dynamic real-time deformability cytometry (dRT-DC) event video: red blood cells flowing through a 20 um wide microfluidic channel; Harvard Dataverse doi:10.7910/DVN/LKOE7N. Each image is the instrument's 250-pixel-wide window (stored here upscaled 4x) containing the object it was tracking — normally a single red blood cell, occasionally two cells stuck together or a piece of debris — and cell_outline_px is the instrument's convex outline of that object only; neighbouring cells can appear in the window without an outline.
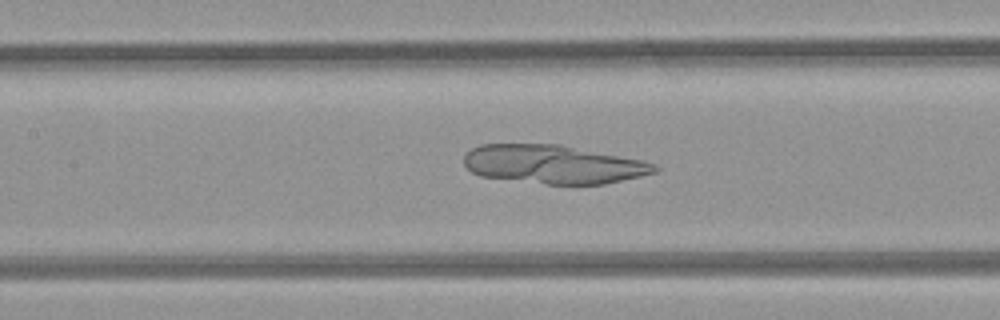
{"species": "common noctule bat (a hibernating species)", "species_latin": "Nyctalus noctula", "temperature_condition": "room temperature", "stored_images_in_passage": 38, "camera_frame_rate_fps": 3000, "um_per_image_px": 0.085, "animal": {"sex": "female", "body_mass_g": 21.9}, "frame": {"image": 1, "passage_image": 17, "time_ms": 5.333, "image_size_px": [1000, 320], "cell_outline_px": [[660, 168], [656, 172], [640, 176], [604, 184], [548, 184], [480, 176], [472, 172], [464, 164], [464, 156], [472, 148], [480, 144], [560, 144], [640, 160], [652, 164]], "centroid_in_image_um": [46.99, 13.96], "position_along_channel_um": 160.4, "area_um2": 42.54}}
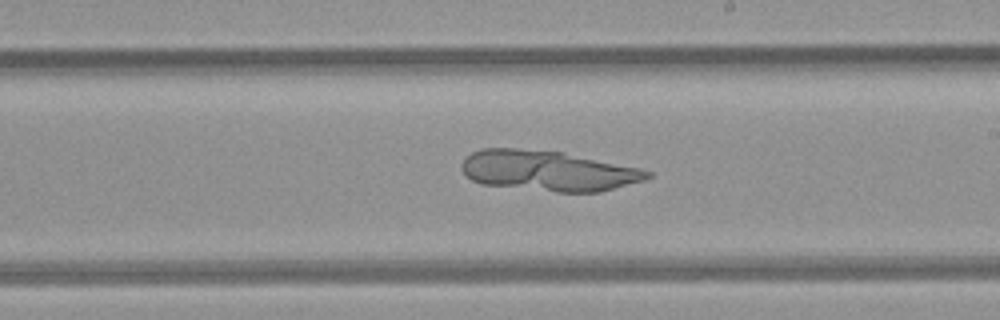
{"frame": {"image": 2, "passage_image": 23, "time_ms": 7.333, "image_size_px": [1000, 320], "cell_outline_px": [[652, 176], [644, 180], [600, 192], [556, 192], [480, 184], [472, 180], [460, 168], [460, 164], [464, 156], [480, 148], [516, 148], [564, 152], [640, 168], [652, 172]], "centroid_in_image_um": [46.55, 14.51], "position_along_channel_um": 242.5, "area_um2": 43.99}}
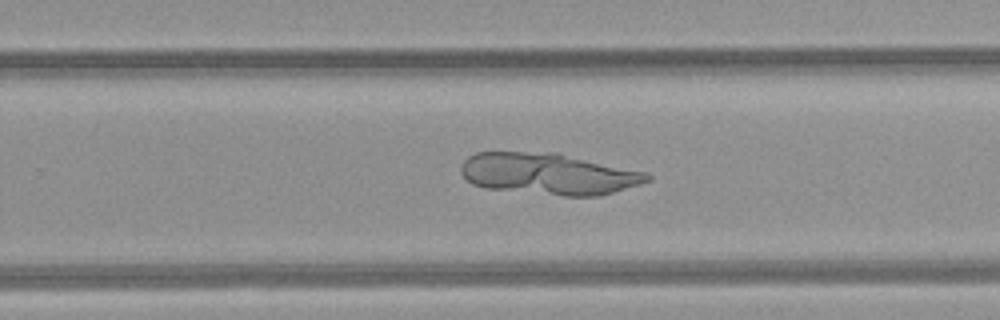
{"frame": {"image": 3, "passage_image": 26, "time_ms": 8.333, "image_size_px": [1000, 320], "cell_outline_px": [[652, 180], [640, 184], [600, 196], [564, 196], [484, 188], [472, 184], [460, 172], [460, 168], [464, 160], [468, 156], [476, 152], [556, 152], [644, 172], [652, 176]], "centroid_in_image_um": [46.6, 14.78], "position_along_channel_um": 283.2, "area_um2": 45.08}}